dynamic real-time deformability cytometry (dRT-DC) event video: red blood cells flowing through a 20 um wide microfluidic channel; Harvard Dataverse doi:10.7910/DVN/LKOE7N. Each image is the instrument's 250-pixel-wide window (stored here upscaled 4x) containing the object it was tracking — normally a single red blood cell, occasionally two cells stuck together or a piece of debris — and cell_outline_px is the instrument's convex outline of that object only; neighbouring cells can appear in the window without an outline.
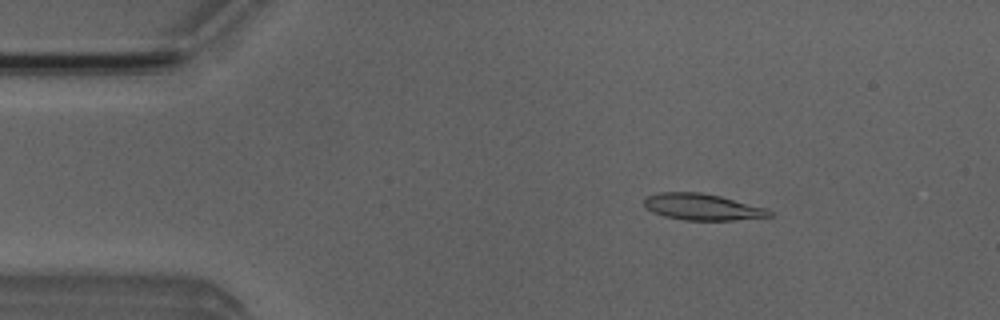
{"species": "Egyptian fruit bat (a non-hibernating species)", "species_latin": "Rousettus aegyptiacus", "temperature_condition": "room temperature", "stored_images_in_passage": 5, "camera_frame_rate_fps": 3000, "um_per_image_px": 0.085, "animal": {"sex": "male"}, "frame": {"image": 1, "passage_image": 3, "time_ms": 2.333, "image_size_px": [1000, 320], "cell_outline_px": [[772, 216], [732, 220], [684, 220], [664, 216], [652, 212], [644, 208], [644, 196], [660, 192], [700, 192], [720, 196], [768, 208], [772, 212]], "centroid_in_image_um": [59.66, 17.58], "position_along_channel_um": 25.3, "area_um2": 19.42}}